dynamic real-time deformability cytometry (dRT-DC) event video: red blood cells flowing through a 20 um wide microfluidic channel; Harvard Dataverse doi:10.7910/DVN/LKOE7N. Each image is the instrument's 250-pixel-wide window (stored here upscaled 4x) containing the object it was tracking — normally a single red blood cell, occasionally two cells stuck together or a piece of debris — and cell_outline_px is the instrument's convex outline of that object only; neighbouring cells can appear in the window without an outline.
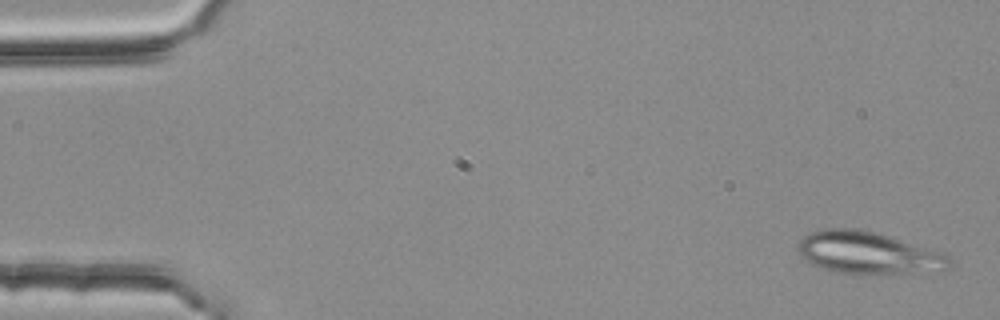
{"species": "common noctule bat (a hibernating species)", "species_latin": "Nyctalus noctula", "temperature_condition": "room temperature", "stored_images_in_passage": 51, "segment_of_instrument_passage": [1, 2], "camera_frame_rate_fps": 3000, "um_per_image_px": 0.085, "animal": {"sex": "female", "body_mass_g": 25.1}, "frame": {"image": 1, "passage_image": 1, "time_ms": 0.0, "image_size_px": [1000, 320], "cell_outline_px": [[952, 268], [940, 272], [908, 276], [868, 276], [836, 272], [820, 268], [804, 260], [796, 252], [796, 248], [800, 240], [808, 232], [824, 228], [860, 228], [876, 232], [944, 252], [948, 256], [952, 264]], "centroid_in_image_um": [73.88, 21.56], "position_along_channel_um": 11.1, "area_um2": 39.48}}